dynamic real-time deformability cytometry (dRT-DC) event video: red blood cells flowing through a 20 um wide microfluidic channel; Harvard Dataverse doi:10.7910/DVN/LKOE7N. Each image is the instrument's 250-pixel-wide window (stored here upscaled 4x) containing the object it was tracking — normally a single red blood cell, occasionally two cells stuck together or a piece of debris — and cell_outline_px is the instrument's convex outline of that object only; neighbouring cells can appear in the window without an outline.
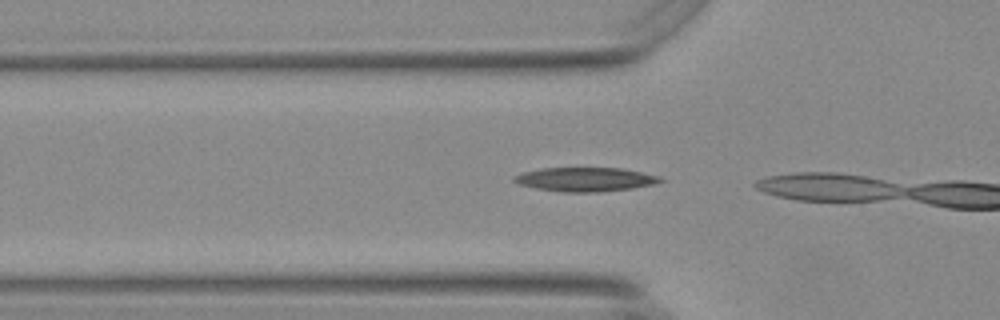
{"species": "Egyptian fruit bat (a non-hibernating species)", "species_latin": "Rousettus aegyptiacus", "temperature_condition": "warm", "stored_images_in_passage": 3, "camera_frame_rate_fps": 3000, "um_per_image_px": 0.085, "animal": {"sex": "female"}, "frame": {"image": 1, "passage_image": 2, "time_ms": 0.333, "image_size_px": [1000, 320], "cell_outline_px": [[664, 180], [652, 184], [632, 188], [596, 192], [564, 192], [536, 188], [520, 184], [512, 180], [516, 176], [524, 172], [540, 168], [624, 168], [660, 176]], "centroid_in_image_um": [49.77, 15.24], "position_along_channel_um": 76.0, "area_um2": 20.23}}